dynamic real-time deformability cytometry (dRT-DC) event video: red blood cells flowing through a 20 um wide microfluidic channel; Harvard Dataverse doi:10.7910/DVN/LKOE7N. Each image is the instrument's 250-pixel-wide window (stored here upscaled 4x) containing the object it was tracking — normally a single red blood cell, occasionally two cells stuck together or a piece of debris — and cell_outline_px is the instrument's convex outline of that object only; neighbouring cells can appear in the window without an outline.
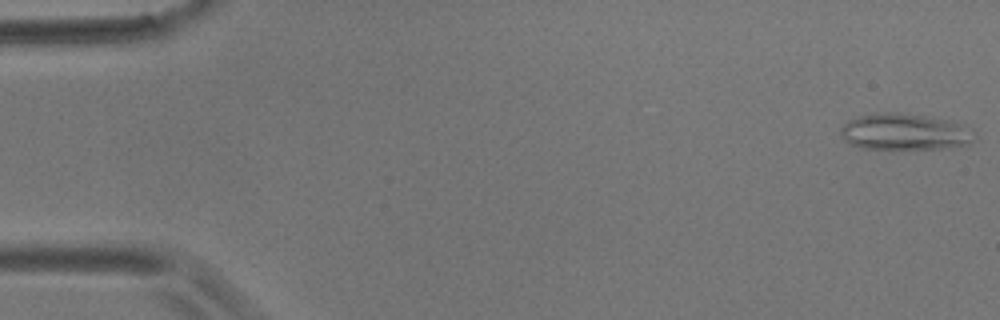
{"species": "common noctule bat (a hibernating species)", "species_latin": "Nyctalus noctula", "temperature_condition": "room temperature", "stored_images_in_passage": 6, "camera_frame_rate_fps": 3000, "um_per_image_px": 0.085, "animal": {"sex": "male", "body_mass_g": 17.9}, "frame": {"image": 1, "passage_image": 1, "time_ms": 0.0, "image_size_px": [1000, 320], "cell_outline_px": [[976, 132], [972, 140], [968, 144], [944, 148], [864, 148], [848, 144], [844, 140], [840, 132], [840, 128], [848, 120], [860, 116], [880, 112], [900, 112], [952, 120], [972, 128]], "centroid_in_image_um": [76.91, 11.19], "position_along_channel_um": 8.1, "area_um2": 28.5}}